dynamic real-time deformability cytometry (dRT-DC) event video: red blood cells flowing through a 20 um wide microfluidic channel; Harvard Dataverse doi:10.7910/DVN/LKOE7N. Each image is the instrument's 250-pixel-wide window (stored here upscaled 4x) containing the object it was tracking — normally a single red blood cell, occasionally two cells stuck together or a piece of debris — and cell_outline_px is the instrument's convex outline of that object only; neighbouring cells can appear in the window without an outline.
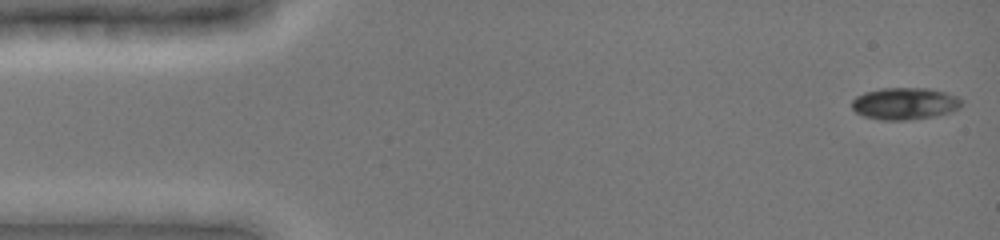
{"species": "common noctule bat (a hibernating species)", "species_latin": "Nyctalus noctula", "temperature_condition": "cold", "stored_images_in_passage": 28, "camera_frame_rate_fps": 3000, "um_per_image_px": 0.085, "animal": {"sex": "female", "body_mass_g": 19.0, "forearm_length_mm": 51.5}, "frame": {"image": 1, "passage_image": 1, "time_ms": 0.0, "image_size_px": [1000, 240], "cell_outline_px": [[964, 100], [960, 108], [936, 116], [908, 120], [880, 120], [864, 116], [856, 112], [852, 108], [852, 100], [856, 96], [864, 92], [880, 88], [928, 88], [944, 92], [956, 96]], "centroid_in_image_um": [76.9, 8.8], "position_along_channel_um": 8.1, "area_um2": 20.58}}
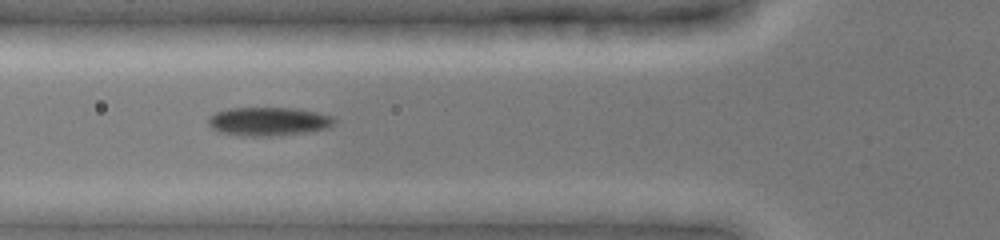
{"frame": {"image": 2, "passage_image": 17, "time_ms": 5.333, "image_size_px": [1000, 240], "cell_outline_px": [[336, 120], [328, 128], [304, 132], [272, 136], [240, 136], [220, 132], [212, 128], [208, 124], [208, 116], [216, 112], [228, 108], [296, 108], [316, 112], [332, 116]], "centroid_in_image_um": [22.78, 10.32], "position_along_channel_um": 103.0, "area_um2": 20.98}}
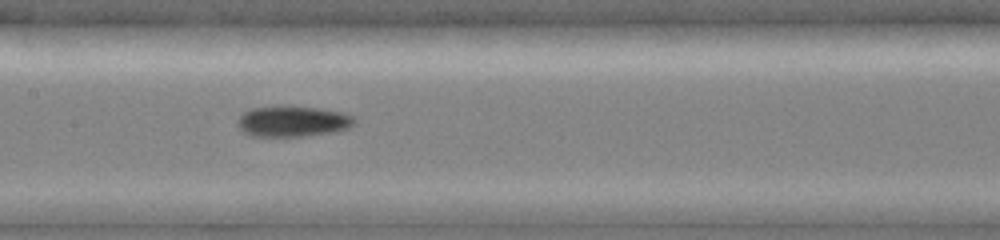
{"frame": {"image": 3, "passage_image": 27, "time_ms": 7.333, "image_size_px": [1000, 240], "cell_outline_px": [[356, 124], [348, 128], [336, 132], [304, 136], [252, 136], [244, 132], [236, 124], [236, 120], [244, 112], [252, 108], [316, 108], [344, 112], [352, 116], [356, 120]], "centroid_in_image_um": [24.92, 10.35], "position_along_channel_um": 182.5, "area_um2": 20.52}}